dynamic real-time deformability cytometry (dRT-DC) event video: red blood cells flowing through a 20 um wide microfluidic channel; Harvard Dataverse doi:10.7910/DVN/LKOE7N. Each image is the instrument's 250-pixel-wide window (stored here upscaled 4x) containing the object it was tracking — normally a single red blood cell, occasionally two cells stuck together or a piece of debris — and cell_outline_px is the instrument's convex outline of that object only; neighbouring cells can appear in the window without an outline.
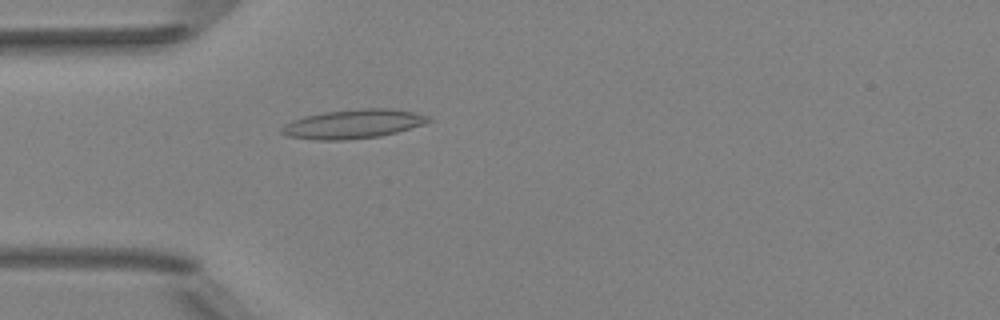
{"species": "Egyptian fruit bat (a non-hibernating species)", "species_latin": "Rousettus aegyptiacus", "temperature_condition": "room temperature", "stored_images_in_passage": 5, "camera_frame_rate_fps": 3000, "um_per_image_px": 0.085, "animal": {"sex": "female"}, "frame": {"image": 1, "passage_image": 5, "time_ms": 1.333, "image_size_px": [1000, 320], "cell_outline_px": [[432, 120], [424, 124], [396, 132], [380, 136], [344, 140], [316, 140], [288, 136], [280, 132], [280, 128], [284, 124], [292, 120], [304, 116], [324, 112], [364, 108], [392, 108], [412, 112], [428, 116]], "centroid_in_image_um": [29.99, 10.53], "position_along_channel_um": 55.0, "area_um2": 24.8}}